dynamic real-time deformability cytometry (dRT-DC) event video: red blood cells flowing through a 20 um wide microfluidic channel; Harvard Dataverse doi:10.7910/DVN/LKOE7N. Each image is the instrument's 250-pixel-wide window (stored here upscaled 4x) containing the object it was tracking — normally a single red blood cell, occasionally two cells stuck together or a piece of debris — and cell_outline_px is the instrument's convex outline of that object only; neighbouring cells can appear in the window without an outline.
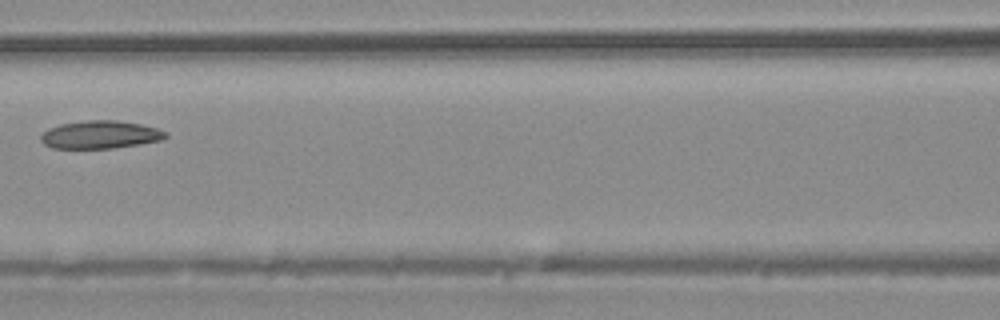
{"species": "common noctule bat (a hibernating species)", "species_latin": "Nyctalus noctula", "temperature_condition": "warm", "stored_images_in_passage": 6, "camera_frame_rate_fps": 3000, "um_per_image_px": 0.085, "animal": {"sex": "male", "body_mass_g": 20.4}, "frame": {"image": 1, "passage_image": 6, "time_ms": 6.667, "image_size_px": [1000, 320], "cell_outline_px": [[168, 136], [164, 140], [140, 144], [112, 148], [52, 148], [44, 144], [40, 140], [40, 136], [48, 128], [60, 124], [88, 120], [116, 120], [140, 124], [156, 128], [168, 132]], "centroid_in_image_um": [8.54, 11.45], "position_along_channel_um": 158.1, "area_um2": 20.35}}